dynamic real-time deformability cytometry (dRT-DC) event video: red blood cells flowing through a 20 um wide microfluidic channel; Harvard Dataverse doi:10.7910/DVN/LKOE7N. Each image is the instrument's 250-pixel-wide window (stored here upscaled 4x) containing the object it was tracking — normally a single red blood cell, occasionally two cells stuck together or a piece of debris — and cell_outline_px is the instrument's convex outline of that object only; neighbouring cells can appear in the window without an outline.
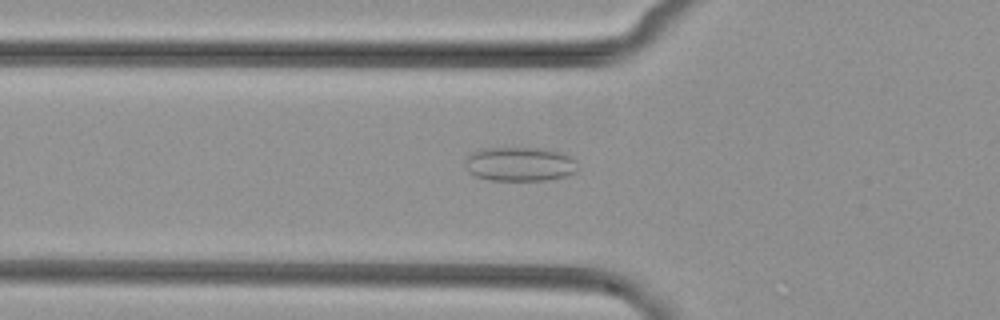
{"species": "common noctule bat (a hibernating species)", "species_latin": "Nyctalus noctula", "temperature_condition": "cold", "stored_images_in_passage": 46, "camera_frame_rate_fps": 3000, "um_per_image_px": 0.085, "animal": {"sex": "female", "body_mass_g": 29.2, "forearm_length_mm": 56.3}, "frame": {"image": 1, "passage_image": 12, "time_ms": 3.667, "image_size_px": [1000, 320], "cell_outline_px": [[580, 168], [576, 172], [564, 176], [544, 180], [492, 180], [476, 176], [468, 172], [464, 164], [464, 160], [472, 152], [480, 148], [548, 148], [564, 152], [572, 156]], "centroid_in_image_um": [44.21, 13.93], "position_along_channel_um": 81.6, "area_um2": 22.83}}
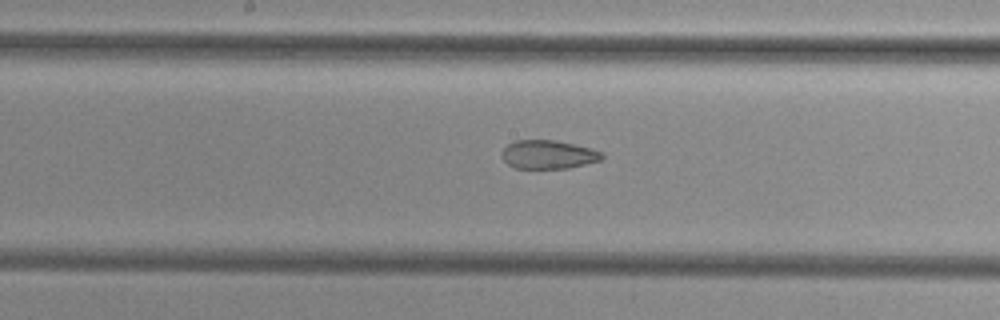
{"frame": {"image": 2, "passage_image": 21, "time_ms": 6.667, "image_size_px": [1000, 320], "cell_outline_px": [[604, 156], [600, 160], [568, 168], [512, 168], [500, 156], [500, 152], [508, 144], [516, 140], [556, 140], [604, 152]], "centroid_in_image_um": [46.55, 13.13], "position_along_channel_um": 201.6, "area_um2": 16.65}}
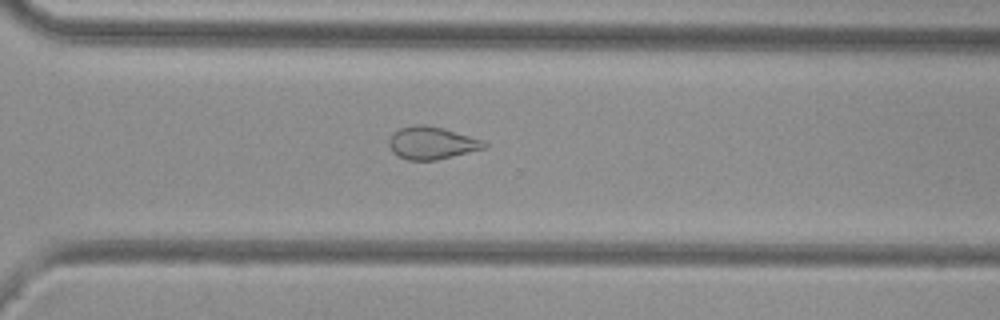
{"frame": {"image": 3, "passage_image": 31, "time_ms": 10.0, "image_size_px": [1000, 320], "cell_outline_px": [[488, 144], [484, 148], [436, 160], [408, 160], [396, 156], [392, 152], [388, 144], [388, 140], [400, 128], [412, 124], [424, 124], [440, 128], [484, 140]], "centroid_in_image_um": [36.66, 12.16], "position_along_channel_um": 333.9, "area_um2": 17.86}}